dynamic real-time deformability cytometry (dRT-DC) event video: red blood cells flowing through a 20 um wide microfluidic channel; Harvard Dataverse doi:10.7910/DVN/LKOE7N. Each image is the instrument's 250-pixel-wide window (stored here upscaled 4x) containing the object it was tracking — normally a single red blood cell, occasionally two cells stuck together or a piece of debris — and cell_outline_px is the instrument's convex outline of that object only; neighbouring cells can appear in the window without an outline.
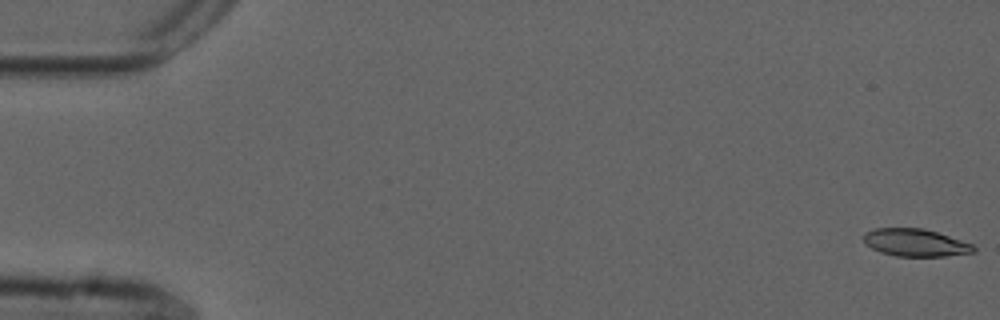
{"species": "common noctule bat (a hibernating species)", "species_latin": "Nyctalus noctula", "temperature_condition": "cold", "stored_images_in_passage": 15, "camera_frame_rate_fps": 3000, "um_per_image_px": 0.085, "animal": {"sex": "male", "forearm_length_mm": 52.5}, "frame": {"image": 1, "passage_image": 1, "time_ms": 0.0, "image_size_px": [1000, 320], "cell_outline_px": [[976, 252], [944, 256], [896, 256], [880, 252], [864, 244], [864, 232], [876, 228], [924, 228], [972, 244], [976, 248]], "centroid_in_image_um": [77.78, 20.62], "position_along_channel_um": 7.2, "area_um2": 17.57}}
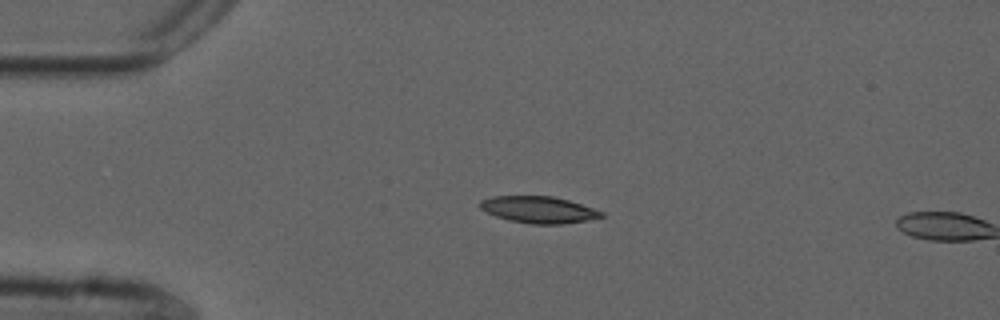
{"frame": {"image": 2, "passage_image": 13, "time_ms": 4.0, "image_size_px": [1000, 320], "cell_outline_px": [[604, 216], [588, 220], [560, 224], [532, 224], [512, 220], [496, 216], [480, 208], [480, 200], [492, 196], [552, 196], [568, 200], [604, 212]], "centroid_in_image_um": [45.79, 17.81], "position_along_channel_um": 39.2, "area_um2": 18.61}}